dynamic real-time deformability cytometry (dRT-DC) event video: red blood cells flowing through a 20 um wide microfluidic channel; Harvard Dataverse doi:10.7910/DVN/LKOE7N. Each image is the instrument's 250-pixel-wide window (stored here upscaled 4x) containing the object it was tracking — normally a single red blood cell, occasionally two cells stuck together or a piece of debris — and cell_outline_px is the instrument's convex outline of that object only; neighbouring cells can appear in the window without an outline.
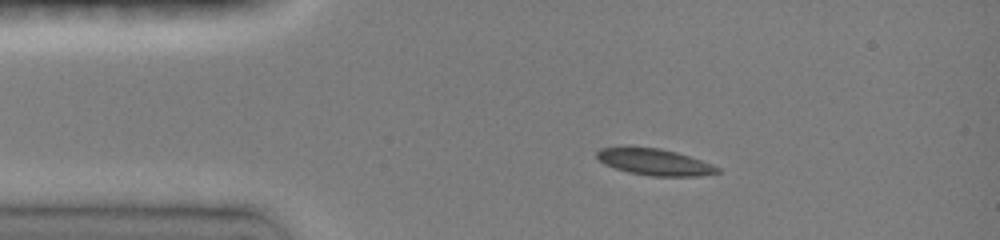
{"species": "common noctule bat (a hibernating species)", "species_latin": "Nyctalus noctula", "temperature_condition": "room temperature", "stored_images_in_passage": 2, "camera_frame_rate_fps": 3000, "um_per_image_px": 0.085, "animal": {"sex": "female", "body_mass_g": 19.0, "forearm_length_mm": 51.5}, "frame": {"image": 1, "passage_image": 1, "time_ms": 0.0, "image_size_px": [1000, 240], "cell_outline_px": [[720, 172], [700, 176], [652, 176], [628, 172], [604, 164], [596, 156], [596, 152], [600, 148], [660, 148], [676, 152], [712, 164], [720, 168]], "centroid_in_image_um": [55.67, 13.79], "position_along_channel_um": 29.3, "area_um2": 18.21}}